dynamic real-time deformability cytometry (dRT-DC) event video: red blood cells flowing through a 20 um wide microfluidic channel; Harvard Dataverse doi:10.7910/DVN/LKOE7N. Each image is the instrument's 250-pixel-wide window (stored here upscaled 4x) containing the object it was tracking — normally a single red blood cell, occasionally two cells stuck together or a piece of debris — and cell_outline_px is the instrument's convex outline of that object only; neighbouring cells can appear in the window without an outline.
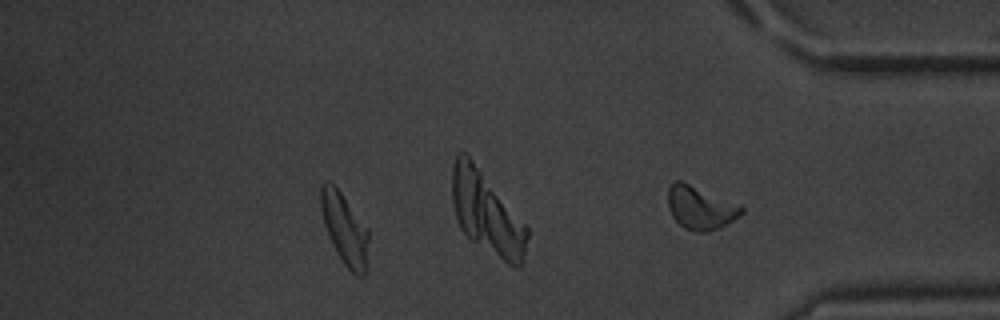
{"species": "common noctule bat (a hibernating species)", "species_latin": "Nyctalus noctula", "temperature_condition": "warm", "stored_images_in_passage": 11, "camera_frame_rate_fps": 3000, "um_per_image_px": 0.085, "animal": {"sex": "male", "body_mass_g": 20.1, "forearm_length_mm": 53.5}, "frame": {"image": 1, "passage_image": 11, "time_ms": 13.333, "image_size_px": [1000, 320], "cell_outline_px": [[744, 212], [740, 216], [720, 228], [708, 232], [696, 232], [684, 228], [672, 216], [668, 208], [668, 188], [676, 180], [680, 180], [740, 204], [744, 208]], "centroid_in_image_um": [59.55, 17.67], "position_along_channel_um": 375.6, "area_um2": 18.61}, "authors_computed_cell_mechanics": {"area_um2": 19.1896, "velocity_mm_per_s": 3.6244, "shape_relaxation_time_tau1_ms": 6.5658, "shape_relaxation_time_tau2_ms": 1.9198, "deformation_change_tau1": 0.2123, "deformation_change_tau2": 0.081}}